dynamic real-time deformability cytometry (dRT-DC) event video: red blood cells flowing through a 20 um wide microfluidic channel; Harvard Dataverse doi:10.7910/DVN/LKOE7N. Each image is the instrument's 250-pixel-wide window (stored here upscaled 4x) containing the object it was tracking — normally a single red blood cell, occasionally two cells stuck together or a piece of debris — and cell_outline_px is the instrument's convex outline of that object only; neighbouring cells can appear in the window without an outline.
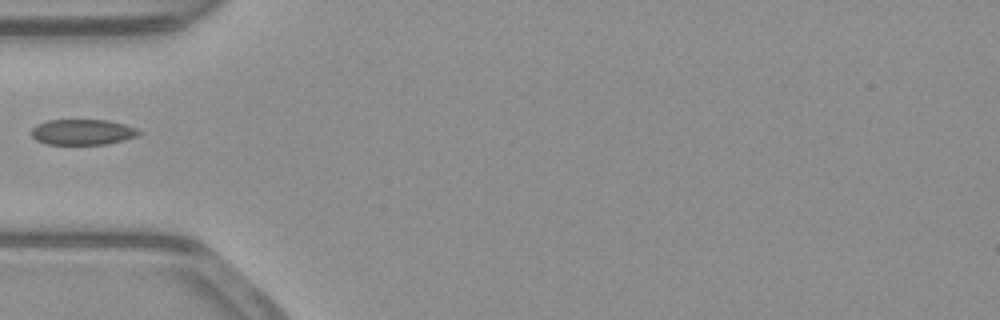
{"species": "common noctule bat (a hibernating species)", "species_latin": "Nyctalus noctula", "temperature_condition": "warm", "stored_images_in_passage": 13, "camera_frame_rate_fps": 3000, "um_per_image_px": 0.085, "animal": {"sex": "male", "body_mass_g": 23.1, "forearm_length_mm": 52.7}, "frame": {"image": 1, "passage_image": 1, "time_ms": 0.0, "image_size_px": [1000, 320], "cell_outline_px": [[140, 132], [136, 136], [124, 140], [108, 144], [44, 144], [36, 140], [32, 136], [32, 128], [36, 124], [48, 120], [108, 120], [124, 124], [136, 128]], "centroid_in_image_um": [6.99, 11.22], "position_along_channel_um": 78.0, "area_um2": 16.01}}